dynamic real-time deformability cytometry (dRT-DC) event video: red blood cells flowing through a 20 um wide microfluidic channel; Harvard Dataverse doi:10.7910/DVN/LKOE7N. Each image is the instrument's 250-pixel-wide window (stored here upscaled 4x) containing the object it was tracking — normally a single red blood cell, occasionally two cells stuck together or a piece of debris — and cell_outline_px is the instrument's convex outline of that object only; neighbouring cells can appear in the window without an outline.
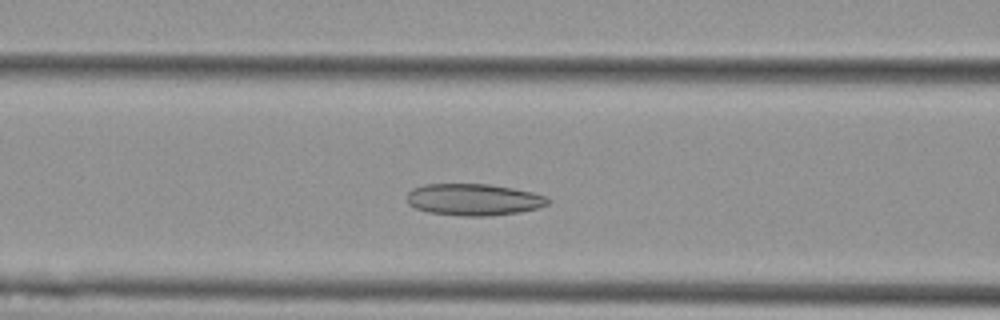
{"species": "Egyptian fruit bat (a non-hibernating species)", "species_latin": "Rousettus aegyptiacus", "temperature_condition": "cold", "stored_images_in_passage": 47, "camera_frame_rate_fps": 3000, "um_per_image_px": 0.085, "animal": {"sex": "female"}, "frame": {"image": 1, "passage_image": 15, "time_ms": 4.667, "image_size_px": [1000, 320], "cell_outline_px": [[552, 200], [548, 204], [540, 208], [520, 212], [488, 216], [464, 216], [428, 212], [416, 208], [408, 204], [408, 192], [412, 188], [424, 184], [488, 184], [512, 188], [532, 192], [548, 196]], "centroid_in_image_um": [40.3, 16.96], "position_along_channel_um": 126.3, "area_um2": 26.24}}
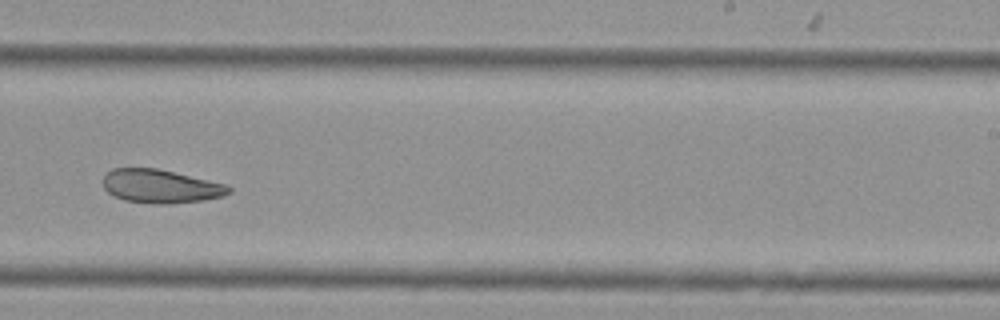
{"frame": {"image": 2, "passage_image": 27, "time_ms": 8.667, "image_size_px": [1000, 320], "cell_outline_px": [[232, 192], [224, 196], [204, 200], [168, 204], [152, 204], [124, 200], [108, 192], [104, 188], [104, 176], [112, 168], [156, 168], [228, 184], [232, 188]], "centroid_in_image_um": [13.7, 15.84], "position_along_channel_um": 275.3, "area_um2": 24.68}}
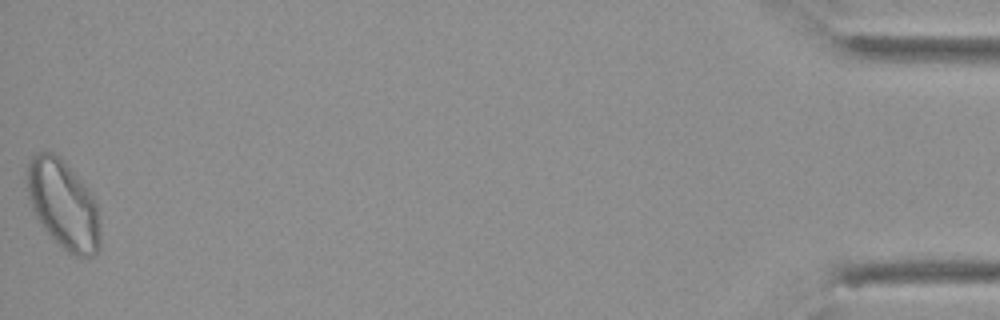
{"frame": {"image": 3, "passage_image": 47, "time_ms": 15.333, "image_size_px": [1000, 320], "cell_outline_px": [[100, 248], [96, 256], [76, 256], [68, 252], [44, 228], [36, 216], [32, 208], [28, 196], [28, 164], [32, 156], [36, 152], [52, 152], [60, 156], [64, 160], [92, 196], [96, 204], [100, 224]], "centroid_in_image_um": [5.4, 17.39], "position_along_channel_um": 429.8, "area_um2": 37.28}, "authors_computed_cell_mechanics": {"area_um2": 28.0908, "velocity_mm_per_s": 3.747, "shape_relaxation_time_tau1_ms": null, "shape_relaxation_time_tau2_ms": 3.9254, "deformation_change_tau1": null, "deformation_change_tau2": 0.0933}}